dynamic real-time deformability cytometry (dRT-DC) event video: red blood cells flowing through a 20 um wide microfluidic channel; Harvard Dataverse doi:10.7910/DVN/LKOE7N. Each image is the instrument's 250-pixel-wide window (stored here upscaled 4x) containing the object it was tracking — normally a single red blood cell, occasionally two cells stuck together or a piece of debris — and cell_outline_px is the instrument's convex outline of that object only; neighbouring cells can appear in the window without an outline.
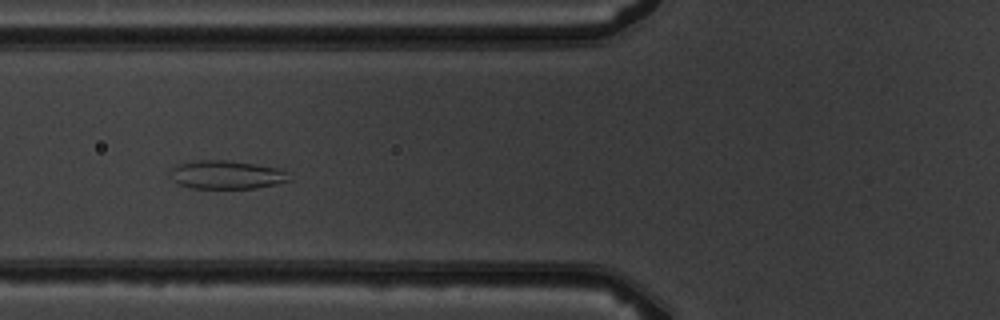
{"species": "common noctule bat (a hibernating species)", "species_latin": "Nyctalus noctula", "temperature_condition": "warm", "stored_images_in_passage": 9, "camera_frame_rate_fps": 3000, "um_per_image_px": 0.085, "animal": {"sex": "male", "body_mass_g": 19.5, "forearm_length_mm": 54.6}, "frame": {"image": 1, "passage_image": 6, "time_ms": 6.667, "image_size_px": [1000, 320], "cell_outline_px": [[292, 180], [276, 184], [256, 188], [192, 188], [180, 184], [172, 180], [172, 168], [180, 164], [196, 160], [228, 160], [280, 168], [288, 172]], "centroid_in_image_um": [19.32, 14.85], "position_along_channel_um": 106.5, "area_um2": 19.65}}
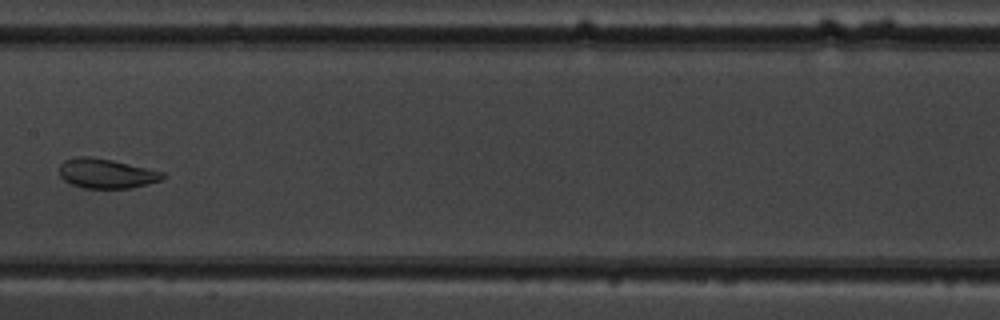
{"frame": {"image": 2, "passage_image": 8, "time_ms": 9.0, "image_size_px": [1000, 320], "cell_outline_px": [[168, 176], [160, 180], [128, 188], [84, 188], [72, 184], [64, 180], [60, 176], [60, 164], [64, 160], [80, 156], [88, 156], [112, 160], [164, 172]], "centroid_in_image_um": [9.03, 14.74], "position_along_channel_um": 198.4, "area_um2": 17.63}}
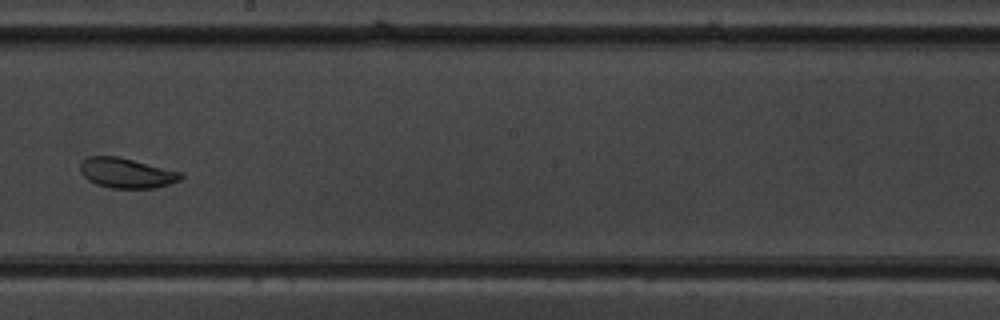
{"frame": {"image": 3, "passage_image": 9, "time_ms": 10.0, "image_size_px": [1000, 320], "cell_outline_px": [[184, 176], [180, 180], [156, 188], [112, 188], [96, 184], [88, 180], [80, 172], [80, 164], [88, 156], [120, 156], [184, 172]], "centroid_in_image_um": [10.79, 14.69], "position_along_channel_um": 237.4, "area_um2": 17.86}}